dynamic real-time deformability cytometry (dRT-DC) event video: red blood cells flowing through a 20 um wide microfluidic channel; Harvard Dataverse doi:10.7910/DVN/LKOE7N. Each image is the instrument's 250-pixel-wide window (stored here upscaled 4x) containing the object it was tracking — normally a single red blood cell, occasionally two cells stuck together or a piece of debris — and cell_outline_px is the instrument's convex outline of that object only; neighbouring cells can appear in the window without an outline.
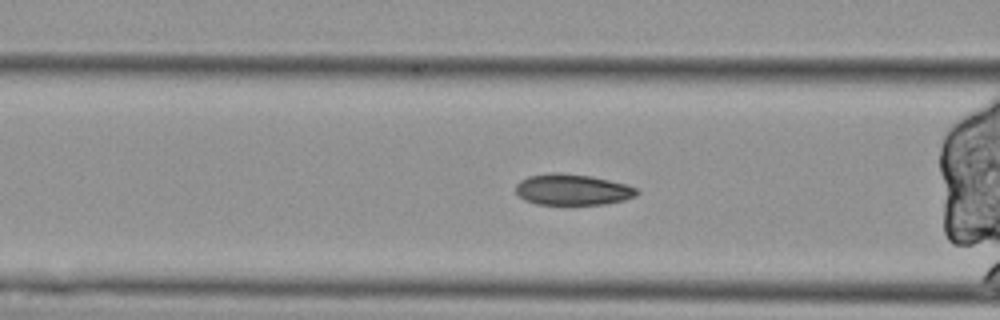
{"species": "Egyptian fruit bat (a non-hibernating species)", "species_latin": "Rousettus aegyptiacus", "temperature_condition": "cold", "stored_images_in_passage": 43, "camera_frame_rate_fps": 3000, "um_per_image_px": 0.085, "animal": {"sex": "female"}, "frame": {"image": 1, "passage_image": 18, "time_ms": 5.667, "image_size_px": [1000, 320], "cell_outline_px": [[640, 192], [636, 196], [624, 200], [604, 204], [536, 204], [524, 200], [516, 192], [516, 184], [520, 180], [528, 176], [552, 172], [560, 172], [592, 176], [624, 184], [636, 188]], "centroid_in_image_um": [48.64, 16.11], "position_along_channel_um": 118.0, "area_um2": 21.91}}
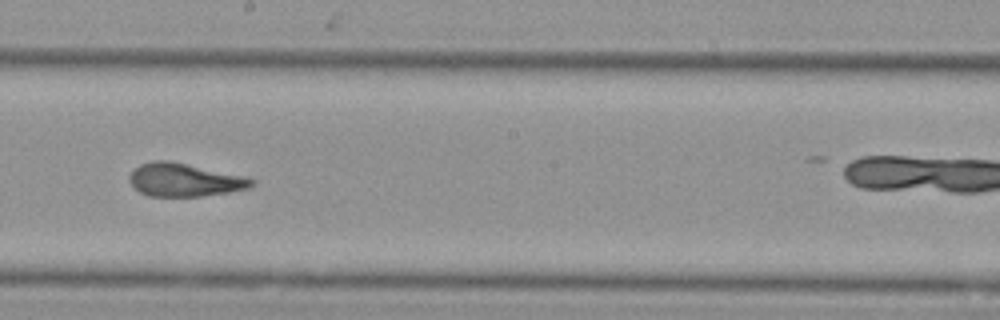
{"frame": {"image": 2, "passage_image": 28, "time_ms": 9.0, "image_size_px": [1000, 320], "cell_outline_px": [[256, 184], [252, 188], [228, 192], [200, 196], [148, 196], [140, 192], [128, 180], [128, 176], [140, 164], [152, 160], [168, 160], [252, 176], [256, 180]], "centroid_in_image_um": [15.79, 15.27], "position_along_channel_um": 232.4, "area_um2": 24.16}}
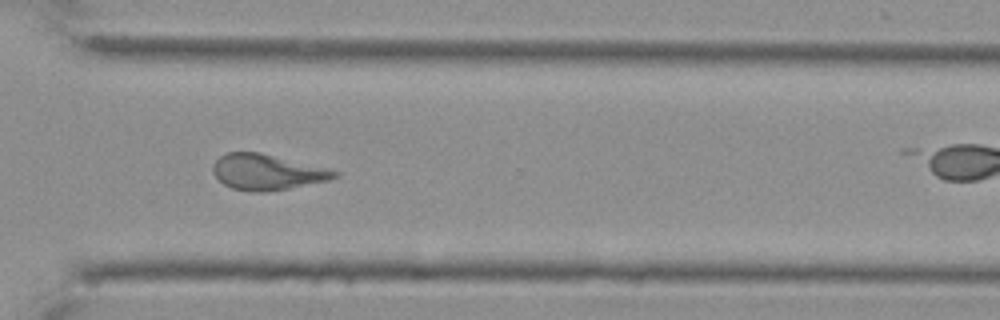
{"frame": {"image": 3, "passage_image": 38, "time_ms": 12.333, "image_size_px": [1000, 320], "cell_outline_px": [[340, 176], [328, 180], [268, 192], [248, 192], [232, 188], [224, 184], [212, 172], [212, 164], [220, 156], [228, 152], [260, 152], [340, 172]], "centroid_in_image_um": [22.65, 14.63], "position_along_channel_um": 347.9, "area_um2": 25.03}}